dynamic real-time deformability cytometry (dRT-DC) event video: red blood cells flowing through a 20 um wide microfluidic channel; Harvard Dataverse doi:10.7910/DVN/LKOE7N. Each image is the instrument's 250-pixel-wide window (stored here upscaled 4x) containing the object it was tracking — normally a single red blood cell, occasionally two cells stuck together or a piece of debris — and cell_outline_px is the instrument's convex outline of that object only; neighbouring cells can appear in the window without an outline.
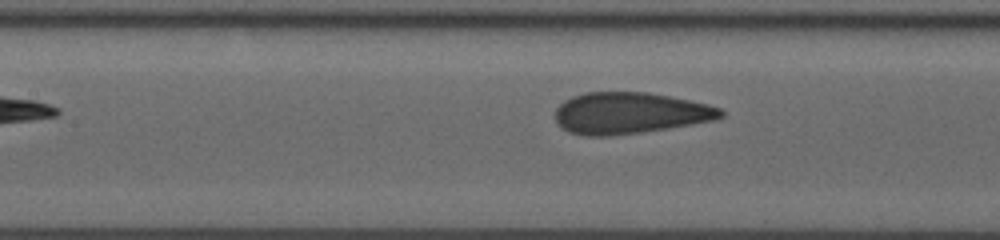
{"species": "human", "species_latin": "Homo sapiens", "temperature_condition": "room temperature", "stored_images_in_passage": 19, "segment_of_instrument_passage": [2, 2], "camera_frame_rate_fps": 3000, "um_per_image_px": 0.085, "donor": {"sex": "male"}, "frame": {"image": 1, "passage_image": 19, "time_ms": 7.0, "image_size_px": [1000, 240], "cell_outline_px": [[724, 116], [716, 120], [668, 128], [640, 132], [608, 136], [584, 136], [568, 132], [556, 124], [556, 108], [564, 100], [572, 96], [584, 92], [648, 92], [708, 104], [720, 108], [724, 112]], "centroid_in_image_um": [53.51, 9.61], "position_along_channel_um": 153.9, "area_um2": 40.06}}